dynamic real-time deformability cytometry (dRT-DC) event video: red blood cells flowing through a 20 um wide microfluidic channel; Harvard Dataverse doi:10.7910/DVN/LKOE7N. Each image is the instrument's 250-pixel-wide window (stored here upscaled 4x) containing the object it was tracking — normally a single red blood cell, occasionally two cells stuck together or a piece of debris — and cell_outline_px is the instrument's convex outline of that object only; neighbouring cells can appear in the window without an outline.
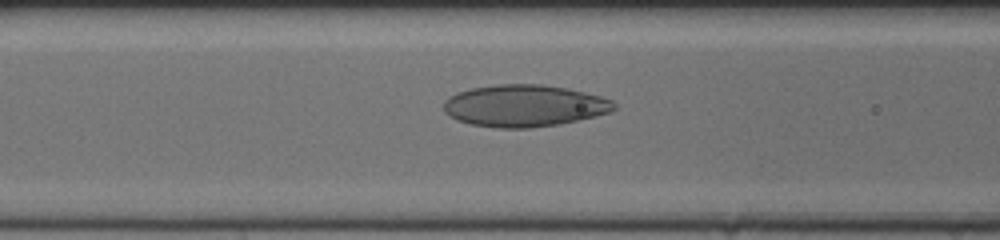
{"species": "human", "species_latin": "Homo sapiens", "temperature_condition": "cold", "stored_images_in_passage": 35, "camera_frame_rate_fps": 3000, "um_per_image_px": 0.085, "donor": {"sex": "female"}, "frame": {"image": 1, "passage_image": 7, "time_ms": 2.0, "image_size_px": [1000, 240], "cell_outline_px": [[616, 108], [612, 112], [596, 116], [560, 124], [528, 128], [496, 128], [472, 124], [456, 120], [444, 112], [444, 100], [448, 96], [456, 92], [472, 88], [500, 84], [540, 84], [568, 88], [600, 96], [612, 100], [616, 104]], "centroid_in_image_um": [44.56, 8.99], "position_along_channel_um": 122.0, "area_um2": 41.85}}
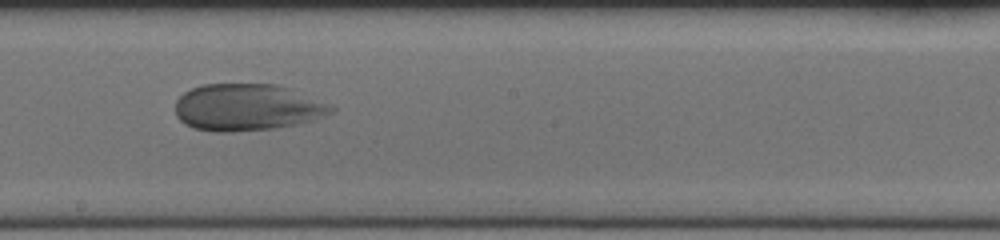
{"frame": {"image": 2, "passage_image": 16, "time_ms": 5.0, "image_size_px": [1000, 240], "cell_outline_px": [[336, 112], [312, 120], [296, 124], [276, 128], [232, 132], [216, 132], [192, 128], [184, 124], [176, 116], [176, 100], [184, 92], [192, 88], [204, 84], [276, 84], [292, 88], [336, 108]], "centroid_in_image_um": [21.0, 9.13], "position_along_channel_um": 227.2, "area_um2": 42.77}}
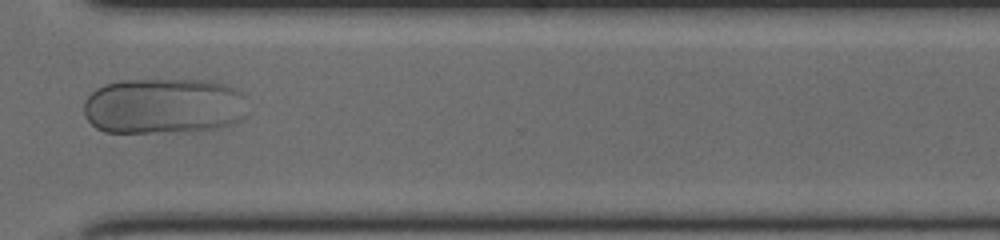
{"frame": {"image": 3, "passage_image": 27, "time_ms": 8.667, "image_size_px": [1000, 240], "cell_outline_px": [[248, 112], [240, 120], [216, 128], [172, 132], [104, 132], [96, 128], [84, 116], [84, 100], [96, 88], [104, 84], [120, 80], [208, 80], [224, 84], [236, 88], [244, 92]], "centroid_in_image_um": [13.92, 9.0], "position_along_channel_um": 356.7, "area_um2": 53.93}, "authors_computed_cell_mechanics": {"area_um2": 42.8876, "velocity_mm_per_s": 3.512, "shape_relaxation_time_tau1_ms": 10.3793, "shape_relaxation_time_tau2_ms": null, "deformation_change_tau1": 0.2514, "deformation_change_tau2": null}}